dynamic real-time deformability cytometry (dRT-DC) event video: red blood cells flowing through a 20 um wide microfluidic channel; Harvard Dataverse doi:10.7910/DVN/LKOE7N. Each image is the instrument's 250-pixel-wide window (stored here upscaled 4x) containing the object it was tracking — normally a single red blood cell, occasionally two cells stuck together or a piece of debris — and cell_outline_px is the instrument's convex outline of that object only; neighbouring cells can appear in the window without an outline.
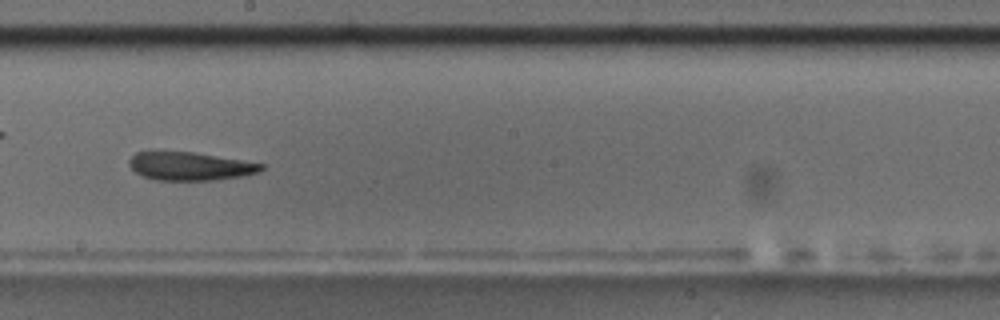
{"species": "common noctule bat (a hibernating species)", "species_latin": "Nyctalus noctula", "temperature_condition": "room temperature", "stored_images_in_passage": 43, "camera_frame_rate_fps": 3000, "um_per_image_px": 0.085, "animal": {"sex": "male", "body_mass_g": 17.5, "forearm_length_mm": 52.3}, "frame": {"image": 1, "passage_image": 19, "time_ms": 6.0, "image_size_px": [1000, 320], "cell_outline_px": [[264, 168], [260, 172], [244, 176], [216, 180], [156, 180], [144, 176], [136, 172], [128, 164], [128, 160], [136, 152], [192, 152], [264, 164]], "centroid_in_image_um": [16.17, 14.14], "position_along_channel_um": 232.0, "area_um2": 21.56}}
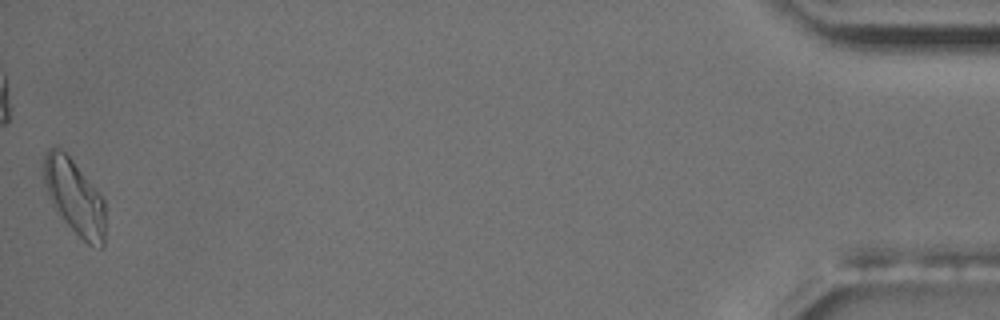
{"frame": {"image": 2, "passage_image": 43, "time_ms": 14.0, "image_size_px": [1000, 320], "cell_outline_px": [[104, 248], [100, 248], [88, 244], [56, 212], [52, 204], [44, 180], [44, 156], [48, 148], [56, 144], [72, 160], [104, 200]], "centroid_in_image_um": [6.32, 16.73], "position_along_channel_um": 428.9, "area_um2": 26.3}, "authors_computed_cell_mechanics": {"area_um2": 23.0044, "velocity_mm_per_s": 3.6083, "shape_relaxation_time_tau1_ms": null, "shape_relaxation_time_tau2_ms": 7.2179, "deformation_change_tau1": null, "deformation_change_tau2": 0.1894}}